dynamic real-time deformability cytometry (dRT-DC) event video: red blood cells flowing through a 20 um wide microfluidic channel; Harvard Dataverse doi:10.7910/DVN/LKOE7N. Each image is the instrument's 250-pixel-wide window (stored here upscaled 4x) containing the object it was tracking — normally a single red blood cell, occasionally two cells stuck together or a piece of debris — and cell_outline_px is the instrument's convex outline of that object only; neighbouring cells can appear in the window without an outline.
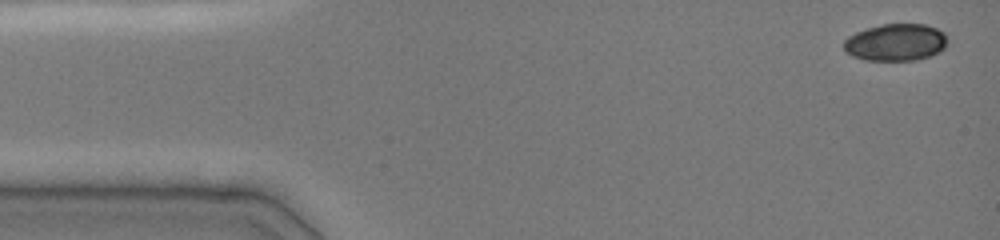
{"species": "common noctule bat (a hibernating species)", "species_latin": "Nyctalus noctula", "temperature_condition": "cold", "stored_images_in_passage": 22, "camera_frame_rate_fps": 3000, "um_per_image_px": 0.085, "animal": {"sex": "female", "body_mass_g": 19.0, "forearm_length_mm": 51.5}, "frame": {"image": 1, "passage_image": 1, "time_ms": 0.0, "image_size_px": [1000, 240], "cell_outline_px": [[948, 40], [944, 48], [940, 52], [932, 56], [916, 60], [864, 60], [852, 56], [844, 52], [844, 40], [848, 36], [856, 32], [880, 24], [924, 24], [936, 28], [944, 32]], "centroid_in_image_um": [76.14, 3.6], "position_along_channel_um": 8.9, "area_um2": 22.66}}
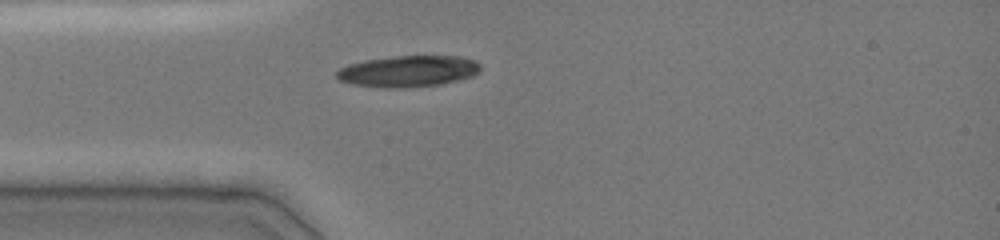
{"frame": {"image": 2, "passage_image": 10, "time_ms": 3.667, "image_size_px": [1000, 240], "cell_outline_px": [[480, 72], [472, 76], [440, 84], [396, 88], [392, 88], [352, 84], [340, 80], [336, 76], [336, 72], [340, 68], [348, 64], [364, 60], [396, 56], [460, 56], [476, 60], [480, 64]], "centroid_in_image_um": [34.71, 6.04], "position_along_channel_um": 50.3, "area_um2": 26.07}}
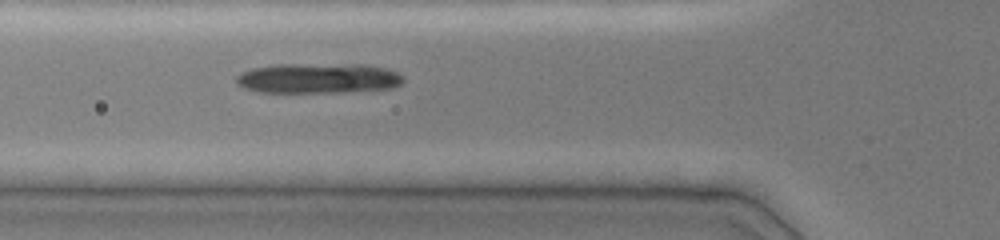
{"frame": {"image": 3, "passage_image": 15, "time_ms": 5.0, "image_size_px": [1000, 240], "cell_outline_px": [[404, 80], [400, 84], [392, 88], [340, 92], [260, 92], [244, 88], [236, 80], [236, 76], [240, 72], [252, 68], [276, 64], [364, 64], [388, 68], [404, 76]], "centroid_in_image_um": [27.07, 6.64], "position_along_channel_um": 98.7, "area_um2": 29.48}}